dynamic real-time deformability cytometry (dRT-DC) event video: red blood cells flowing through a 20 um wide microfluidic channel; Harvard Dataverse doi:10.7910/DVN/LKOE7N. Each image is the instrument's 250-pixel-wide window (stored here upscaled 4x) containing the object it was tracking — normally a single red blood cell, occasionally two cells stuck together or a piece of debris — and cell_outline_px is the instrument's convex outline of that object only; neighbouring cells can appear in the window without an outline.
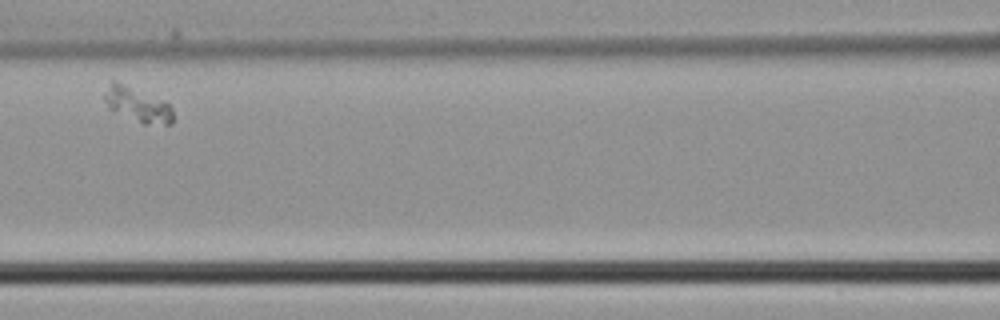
{"species": "common noctule bat (a hibernating species)", "species_latin": "Nyctalus noctula", "temperature_condition": "cold", "stored_images_in_passage": 6, "camera_frame_rate_fps": 3000, "um_per_image_px": 0.085, "animal": {"sex": "male", "body_mass_g": 21.5, "forearm_length_mm": 52.0}, "frame": {"image": 1, "passage_image": 6, "time_ms": 1.667, "image_size_px": [1000, 320], "cell_outline_px": [[172, 124], [144, 124], [108, 108], [104, 100], [104, 96], [112, 80], [116, 80], [164, 100], [172, 108]], "centroid_in_image_um": [11.69, 8.88], "position_along_channel_um": 154.9, "area_um2": 13.64}}